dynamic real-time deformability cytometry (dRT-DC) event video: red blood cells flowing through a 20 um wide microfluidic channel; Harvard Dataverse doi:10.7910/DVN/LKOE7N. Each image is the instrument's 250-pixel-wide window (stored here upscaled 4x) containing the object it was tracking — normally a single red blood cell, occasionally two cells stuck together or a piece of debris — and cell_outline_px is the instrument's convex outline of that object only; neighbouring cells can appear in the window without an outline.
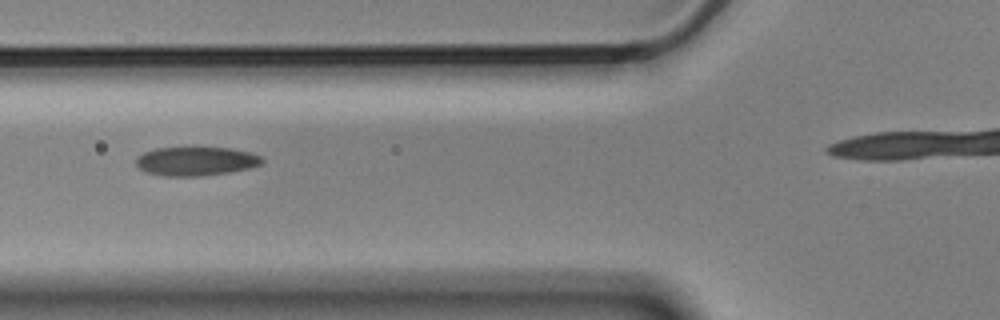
{"species": "Egyptian fruit bat (a non-hibernating species)", "species_latin": "Rousettus aegyptiacus", "temperature_condition": "cold", "stored_images_in_passage": 3, "segment_of_instrument_passage": [1, 2], "camera_frame_rate_fps": 3000, "um_per_image_px": 0.085, "animal": {"sex": "male"}, "frame": {"image": 1, "passage_image": 2, "time_ms": 0.333, "image_size_px": [1000, 320], "cell_outline_px": [[264, 164], [248, 168], [228, 172], [200, 176], [164, 176], [144, 172], [136, 164], [136, 156], [144, 152], [156, 148], [232, 148], [252, 152], [260, 156], [264, 160]], "centroid_in_image_um": [16.66, 13.7], "position_along_channel_um": 109.1, "area_um2": 21.27}}